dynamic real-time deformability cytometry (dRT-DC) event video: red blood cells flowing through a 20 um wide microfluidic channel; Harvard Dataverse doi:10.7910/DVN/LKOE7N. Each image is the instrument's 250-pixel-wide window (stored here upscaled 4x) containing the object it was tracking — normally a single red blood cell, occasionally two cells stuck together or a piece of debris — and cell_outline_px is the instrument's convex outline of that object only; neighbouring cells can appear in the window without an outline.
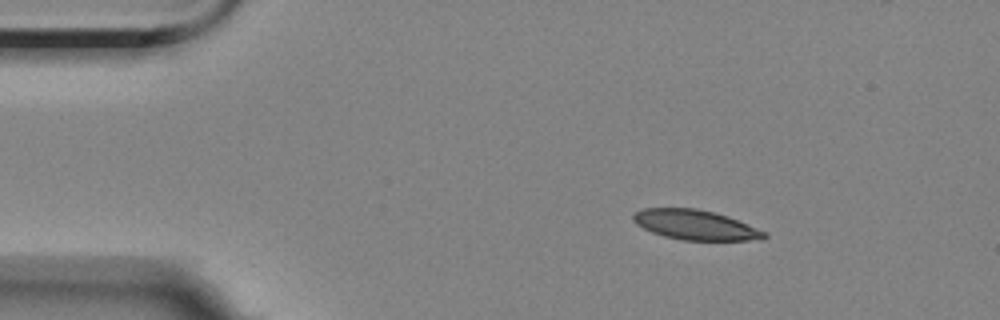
{"species": "Egyptian fruit bat (a non-hibernating species)", "species_latin": "Rousettus aegyptiacus", "temperature_condition": "room temperature", "stored_images_in_passage": 3, "camera_frame_rate_fps": 3000, "um_per_image_px": 0.085, "animal": {"sex": "female"}, "frame": {"image": 1, "passage_image": 1, "time_ms": 0.0, "image_size_px": [1000, 320], "cell_outline_px": [[768, 236], [748, 240], [680, 240], [664, 236], [652, 232], [636, 224], [632, 220], [632, 216], [636, 212], [644, 208], [696, 208], [716, 212], [728, 216], [768, 232]], "centroid_in_image_um": [59.1, 19.1], "position_along_channel_um": 25.9, "area_um2": 22.77}}